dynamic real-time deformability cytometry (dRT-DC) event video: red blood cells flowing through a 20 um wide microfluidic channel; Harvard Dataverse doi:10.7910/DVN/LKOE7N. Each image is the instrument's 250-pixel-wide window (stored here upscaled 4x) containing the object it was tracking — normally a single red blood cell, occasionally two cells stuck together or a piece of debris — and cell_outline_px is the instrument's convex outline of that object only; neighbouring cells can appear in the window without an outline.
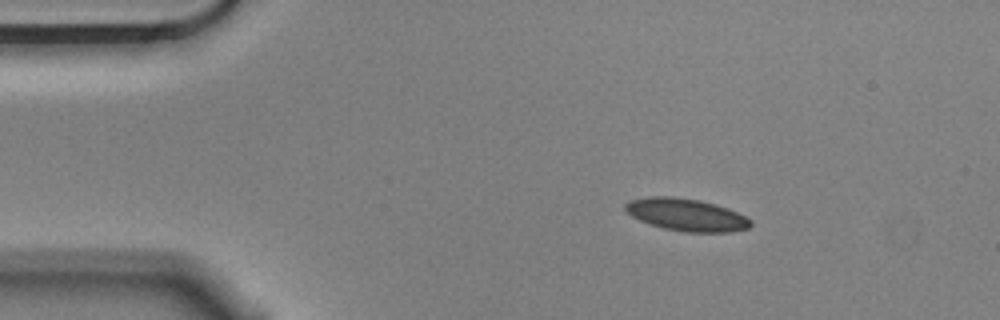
{"species": "Egyptian fruit bat (a non-hibernating species)", "species_latin": "Rousettus aegyptiacus", "temperature_condition": "cold", "stored_images_in_passage": 4, "camera_frame_rate_fps": 3000, "um_per_image_px": 0.085, "animal": {"sex": "male"}, "frame": {"image": 1, "passage_image": 2, "time_ms": 0.333, "image_size_px": [1000, 320], "cell_outline_px": [[752, 224], [748, 228], [732, 232], [684, 232], [664, 228], [640, 220], [632, 216], [624, 208], [624, 204], [628, 200], [648, 196], [672, 196], [700, 200], [716, 204], [728, 208], [752, 220]], "centroid_in_image_um": [58.34, 18.24], "position_along_channel_um": 26.7, "area_um2": 23.7}}